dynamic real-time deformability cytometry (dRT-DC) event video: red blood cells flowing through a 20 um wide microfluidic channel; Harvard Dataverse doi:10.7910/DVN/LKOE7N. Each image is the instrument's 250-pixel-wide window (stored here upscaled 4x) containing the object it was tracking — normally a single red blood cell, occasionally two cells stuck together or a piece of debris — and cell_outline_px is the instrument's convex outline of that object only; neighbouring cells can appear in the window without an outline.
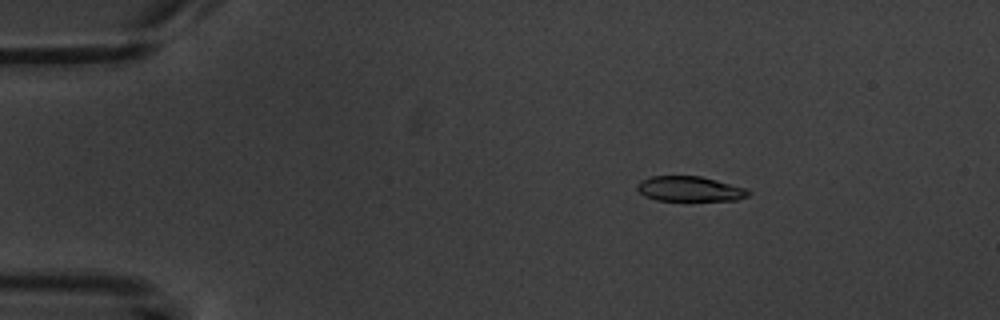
{"species": "common noctule bat (a hibernating species)", "species_latin": "Nyctalus noctula", "temperature_condition": "warm", "stored_images_in_passage": 4, "camera_frame_rate_fps": 3000, "um_per_image_px": 0.085, "animal": {"sex": "male", "body_mass_g": 20.1, "forearm_length_mm": 53.5}, "frame": {"image": 1, "passage_image": 3, "time_ms": 2.333, "image_size_px": [1000, 320], "cell_outline_px": [[752, 192], [748, 196], [736, 200], [656, 200], [644, 196], [636, 188], [636, 184], [640, 180], [652, 176], [700, 176], [748, 188]], "centroid_in_image_um": [58.63, 16.05], "position_along_channel_um": 26.4, "area_um2": 16.3}}